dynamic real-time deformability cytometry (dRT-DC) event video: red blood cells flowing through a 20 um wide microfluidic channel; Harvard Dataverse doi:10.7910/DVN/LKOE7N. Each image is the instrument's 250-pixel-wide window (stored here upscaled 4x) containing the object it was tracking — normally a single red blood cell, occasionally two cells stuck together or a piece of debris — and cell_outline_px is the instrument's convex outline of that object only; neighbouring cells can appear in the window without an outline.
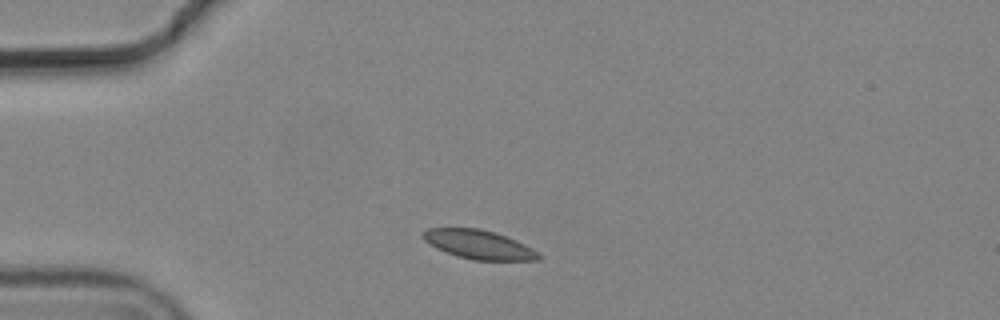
{"species": "common noctule bat (a hibernating species)", "species_latin": "Nyctalus noctula", "temperature_condition": "cold", "stored_images_in_passage": 2, "camera_frame_rate_fps": 3000, "um_per_image_px": 0.085, "animal": {"sex": "male", "body_mass_g": 19.2, "forearm_length_mm": 51.8}, "frame": {"image": 1, "passage_image": 1, "time_ms": 0.0, "image_size_px": [1000, 320], "cell_outline_px": [[540, 260], [472, 260], [456, 256], [436, 248], [424, 240], [420, 236], [420, 232], [428, 228], [480, 228], [516, 240], [532, 248], [540, 256]], "centroid_in_image_um": [40.63, 20.78], "position_along_channel_um": 44.4, "area_um2": 19.42}}